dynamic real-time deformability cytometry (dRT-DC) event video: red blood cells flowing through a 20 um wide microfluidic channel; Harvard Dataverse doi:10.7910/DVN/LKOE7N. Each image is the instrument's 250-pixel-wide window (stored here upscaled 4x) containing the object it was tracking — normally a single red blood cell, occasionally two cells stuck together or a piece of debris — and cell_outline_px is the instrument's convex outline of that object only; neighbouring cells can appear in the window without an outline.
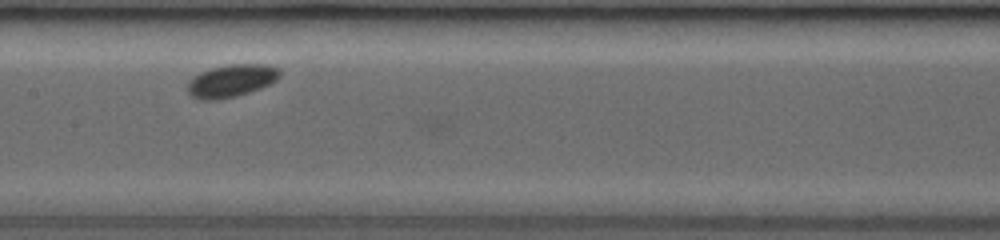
{"species": "common noctule bat (a hibernating species)", "species_latin": "Nyctalus noctula", "temperature_condition": "room temperature", "stored_images_in_passage": 19, "camera_frame_rate_fps": 3000, "um_per_image_px": 0.085, "animal": {"sex": "female", "body_mass_g": 19.0, "forearm_length_mm": 53.3}, "frame": {"image": 1, "passage_image": 7, "time_ms": 3.333, "image_size_px": [1000, 240], "cell_outline_px": [[280, 76], [272, 84], [236, 96], [216, 100], [200, 100], [192, 96], [188, 92], [188, 80], [192, 76], [200, 72], [212, 68], [228, 64], [268, 64], [280, 68]], "centroid_in_image_um": [19.67, 6.85], "position_along_channel_um": 187.7, "area_um2": 17.69}}
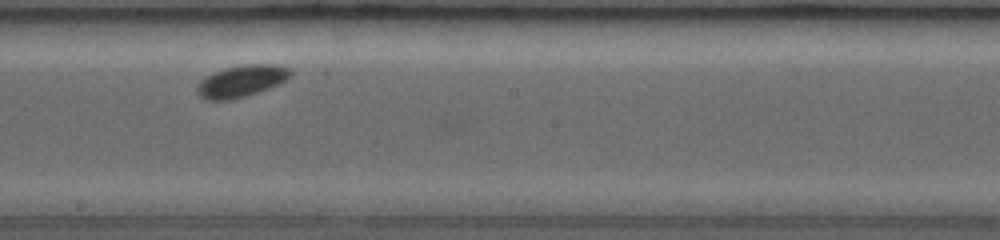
{"frame": {"image": 2, "passage_image": 10, "time_ms": 4.333, "image_size_px": [1000, 240], "cell_outline_px": [[292, 76], [280, 84], [248, 96], [228, 100], [204, 100], [196, 92], [196, 88], [200, 80], [224, 68], [244, 64], [280, 64], [288, 68], [292, 72]], "centroid_in_image_um": [20.55, 6.9], "position_along_channel_um": 227.6, "area_um2": 17.51}}
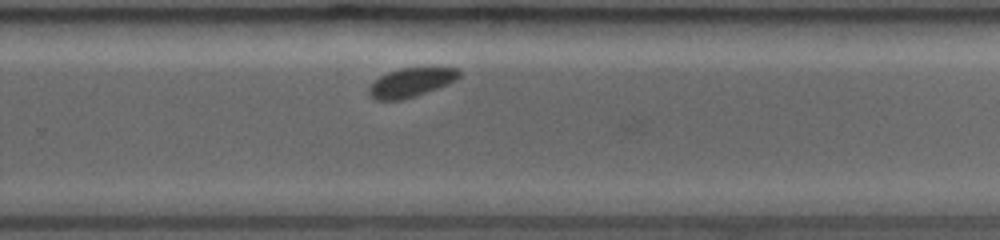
{"frame": {"image": 3, "passage_image": 15, "time_ms": 6.0, "image_size_px": [1000, 240], "cell_outline_px": [[464, 72], [456, 80], [448, 84], [416, 96], [404, 100], [372, 100], [368, 96], [368, 84], [380, 76], [388, 72], [400, 68], [432, 64], [440, 64], [460, 68]], "centroid_in_image_um": [35.02, 6.94], "position_along_channel_um": 294.8, "area_um2": 16.59}}